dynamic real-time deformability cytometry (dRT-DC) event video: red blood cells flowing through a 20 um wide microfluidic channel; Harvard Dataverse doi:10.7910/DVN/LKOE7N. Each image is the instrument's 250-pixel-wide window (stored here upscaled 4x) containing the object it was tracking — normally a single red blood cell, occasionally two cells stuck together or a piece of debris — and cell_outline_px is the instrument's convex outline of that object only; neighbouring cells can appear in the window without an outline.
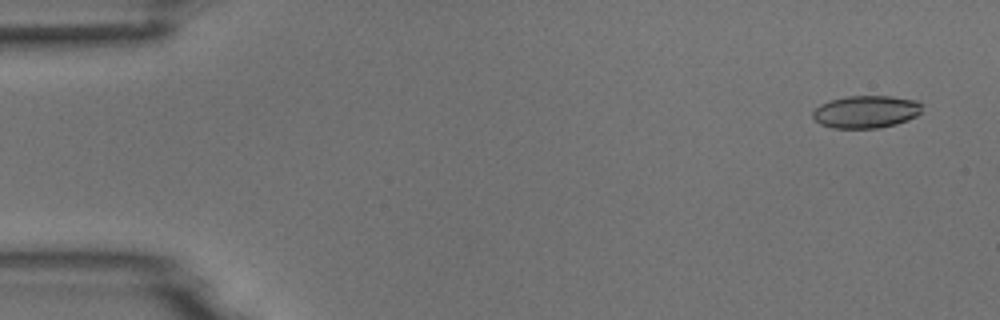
{"species": "common noctule bat (a hibernating species)", "species_latin": "Nyctalus noctula", "temperature_condition": "room temperature", "stored_images_in_passage": 7, "camera_frame_rate_fps": 3000, "um_per_image_px": 0.085, "animal": {"sex": "male", "body_mass_g": 18.8}, "frame": {"image": 1, "passage_image": 1, "time_ms": 0.0, "image_size_px": [1000, 320], "cell_outline_px": [[920, 112], [916, 116], [908, 120], [896, 124], [880, 128], [832, 128], [820, 124], [812, 116], [812, 112], [820, 104], [832, 100], [848, 96], [892, 96], [916, 100], [920, 104]], "centroid_in_image_um": [73.6, 9.5], "position_along_channel_um": 11.4, "area_um2": 20.63}}
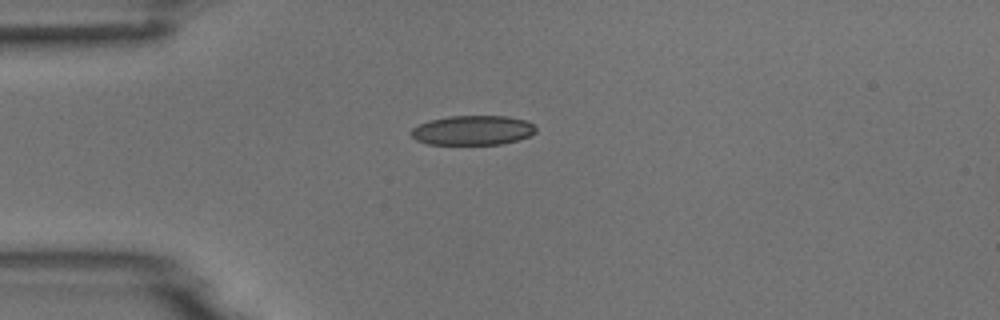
{"frame": {"image": 2, "passage_image": 4, "time_ms": 3.667, "image_size_px": [1000, 320], "cell_outline_px": [[536, 132], [528, 136], [516, 140], [500, 144], [428, 144], [416, 140], [408, 132], [412, 128], [420, 124], [432, 120], [448, 116], [508, 116], [524, 120], [532, 124], [536, 128]], "centroid_in_image_um": [40.15, 11.07], "position_along_channel_um": 44.8, "area_um2": 21.33}}